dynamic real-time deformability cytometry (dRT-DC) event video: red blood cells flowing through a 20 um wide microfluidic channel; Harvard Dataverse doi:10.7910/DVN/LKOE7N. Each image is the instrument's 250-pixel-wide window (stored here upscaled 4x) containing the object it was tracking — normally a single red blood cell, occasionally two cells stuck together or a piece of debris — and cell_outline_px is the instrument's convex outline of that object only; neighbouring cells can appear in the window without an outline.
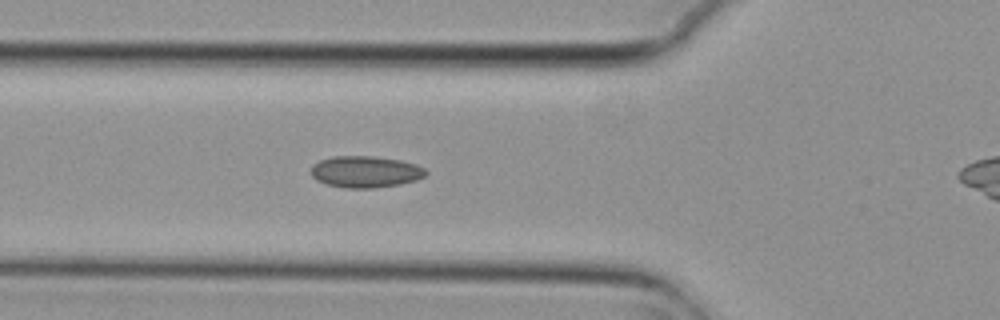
{"species": "common noctule bat (a hibernating species)", "species_latin": "Nyctalus noctula", "temperature_condition": "cold", "stored_images_in_passage": 5, "camera_frame_rate_fps": 3000, "um_per_image_px": 0.085, "animal": {"sex": "female", "body_mass_g": 29.2, "forearm_length_mm": 56.3}, "frame": {"image": 1, "passage_image": 4, "time_ms": 1.0, "image_size_px": [1000, 320], "cell_outline_px": [[428, 172], [424, 176], [416, 180], [400, 184], [372, 188], [344, 188], [324, 184], [316, 180], [312, 176], [312, 164], [320, 160], [332, 156], [372, 156], [400, 160], [416, 164], [424, 168]], "centroid_in_image_um": [31.04, 14.6], "position_along_channel_um": 94.8, "area_um2": 21.21}}